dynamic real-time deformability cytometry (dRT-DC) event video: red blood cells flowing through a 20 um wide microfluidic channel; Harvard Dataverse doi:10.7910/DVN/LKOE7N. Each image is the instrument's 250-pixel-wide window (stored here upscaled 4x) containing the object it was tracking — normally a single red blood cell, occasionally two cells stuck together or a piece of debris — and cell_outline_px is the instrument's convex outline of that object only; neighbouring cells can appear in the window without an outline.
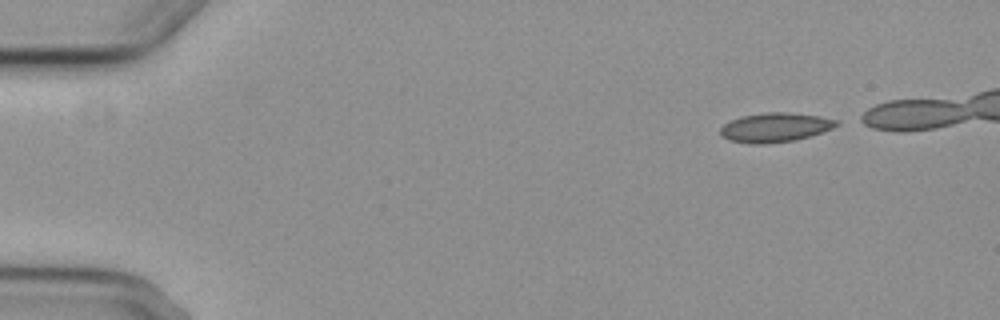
{"species": "common noctule bat (a hibernating species)", "species_latin": "Nyctalus noctula", "temperature_condition": "cold", "stored_images_in_passage": 6, "camera_frame_rate_fps": 3000, "um_per_image_px": 0.085, "animal": {"sex": "female", "body_mass_g": 29.2, "forearm_length_mm": 56.3}, "frame": {"image": 1, "passage_image": 1, "time_ms": 0.0, "image_size_px": [1000, 320], "cell_outline_px": [[840, 124], [832, 128], [796, 140], [764, 144], [748, 144], [728, 140], [720, 136], [720, 128], [724, 124], [740, 116], [764, 112], [788, 112], [820, 116], [840, 120]], "centroid_in_image_um": [65.86, 10.83], "position_along_channel_um": 19.1, "area_um2": 20.0}}
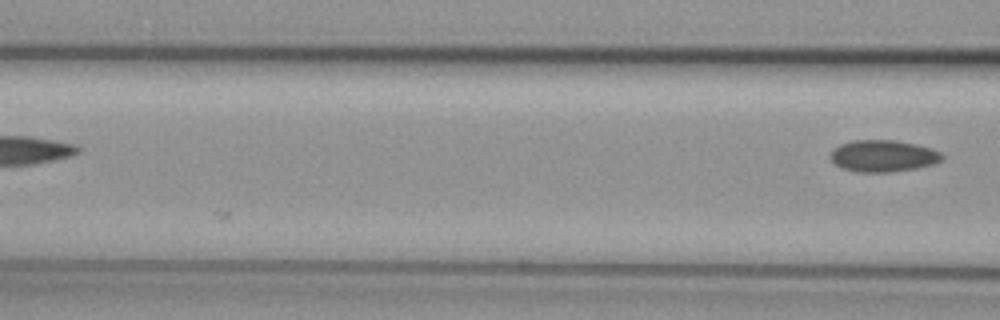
{"frame": {"image": 2, "passage_image": 6, "time_ms": 6.667, "image_size_px": [1000, 320], "cell_outline_px": [[944, 160], [936, 164], [916, 168], [892, 172], [856, 172], [840, 168], [828, 156], [832, 148], [840, 144], [852, 140], [896, 140], [916, 144], [932, 148], [940, 152], [944, 156]], "centroid_in_image_um": [75.07, 13.25], "position_along_channel_um": 91.5, "area_um2": 21.1}}